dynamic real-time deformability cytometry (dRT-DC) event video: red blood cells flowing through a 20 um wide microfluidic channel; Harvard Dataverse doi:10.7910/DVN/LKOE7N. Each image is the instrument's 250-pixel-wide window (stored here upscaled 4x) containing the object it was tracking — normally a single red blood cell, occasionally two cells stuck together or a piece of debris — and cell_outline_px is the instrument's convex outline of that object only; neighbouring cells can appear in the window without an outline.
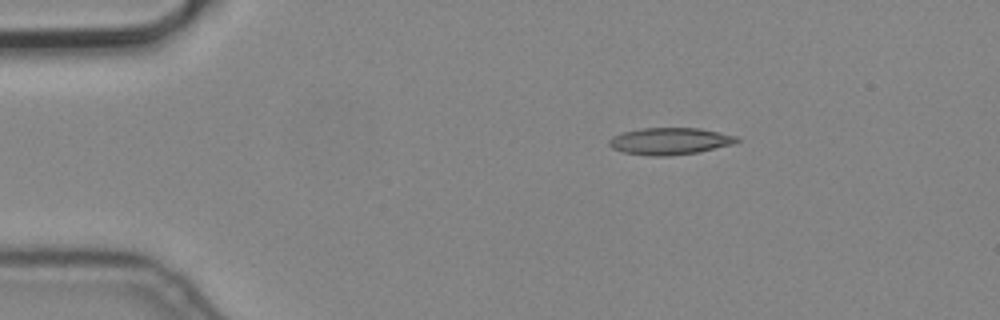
{"species": "common noctule bat (a hibernating species)", "species_latin": "Nyctalus noctula", "temperature_condition": "cold", "stored_images_in_passage": 3, "camera_frame_rate_fps": 3000, "um_per_image_px": 0.085, "animal": {"sex": "male", "body_mass_g": 19.2, "forearm_length_mm": 51.8}, "frame": {"image": 1, "passage_image": 1, "time_ms": 0.0, "image_size_px": [1000, 320], "cell_outline_px": [[744, 140], [736, 144], [700, 152], [668, 156], [652, 156], [624, 152], [612, 148], [608, 144], [608, 140], [612, 136], [624, 132], [640, 128], [700, 128], [736, 136]], "centroid_in_image_um": [56.99, 12.0], "position_along_channel_um": 28.0, "area_um2": 20.29}}